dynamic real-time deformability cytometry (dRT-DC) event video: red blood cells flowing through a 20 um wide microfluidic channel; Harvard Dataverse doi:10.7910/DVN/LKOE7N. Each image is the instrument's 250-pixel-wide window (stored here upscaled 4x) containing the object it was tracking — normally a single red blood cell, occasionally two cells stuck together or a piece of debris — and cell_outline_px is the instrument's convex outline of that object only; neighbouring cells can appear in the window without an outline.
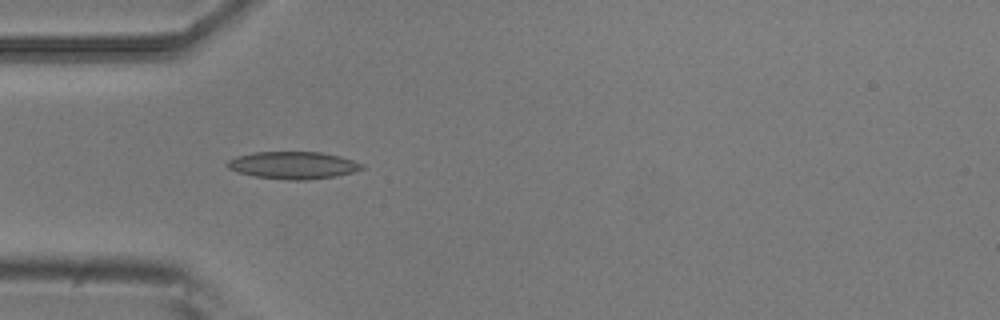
{"species": "common noctule bat (a hibernating species)", "species_latin": "Nyctalus noctula", "temperature_condition": "room temperature", "stored_images_in_passage": 6, "camera_frame_rate_fps": 3000, "um_per_image_px": 0.085, "animal": {"sex": "male", "body_mass_g": 20.5, "forearm_length_mm": 52.5}, "frame": {"image": 1, "passage_image": 5, "time_ms": 1.333, "image_size_px": [1000, 320], "cell_outline_px": [[364, 168], [352, 172], [336, 176], [304, 180], [288, 180], [256, 176], [236, 172], [228, 168], [224, 164], [228, 160], [236, 156], [252, 152], [320, 152], [340, 156], [364, 164]], "centroid_in_image_um": [24.88, 14.04], "position_along_channel_um": 60.1, "area_um2": 21.44}}
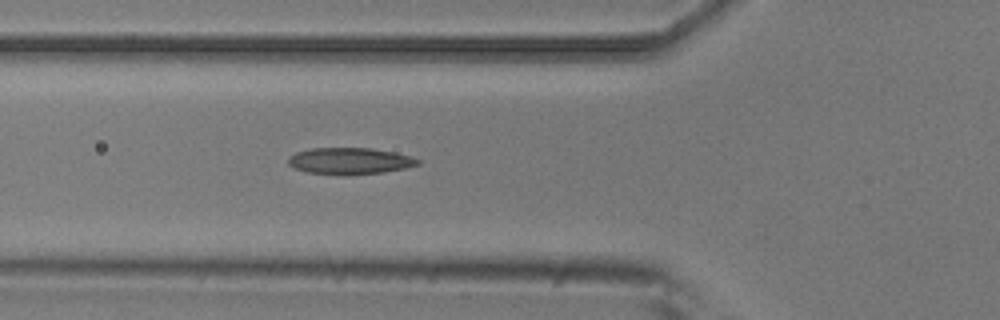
{"frame": {"image": 2, "passage_image": 6, "time_ms": 1.667, "image_size_px": [1000, 320], "cell_outline_px": [[420, 164], [404, 168], [384, 172], [348, 176], [308, 172], [296, 168], [288, 164], [288, 156], [296, 152], [312, 148], [372, 148], [412, 156], [420, 160]], "centroid_in_image_um": [29.74, 13.69], "position_along_channel_um": 96.1, "area_um2": 20.17}}